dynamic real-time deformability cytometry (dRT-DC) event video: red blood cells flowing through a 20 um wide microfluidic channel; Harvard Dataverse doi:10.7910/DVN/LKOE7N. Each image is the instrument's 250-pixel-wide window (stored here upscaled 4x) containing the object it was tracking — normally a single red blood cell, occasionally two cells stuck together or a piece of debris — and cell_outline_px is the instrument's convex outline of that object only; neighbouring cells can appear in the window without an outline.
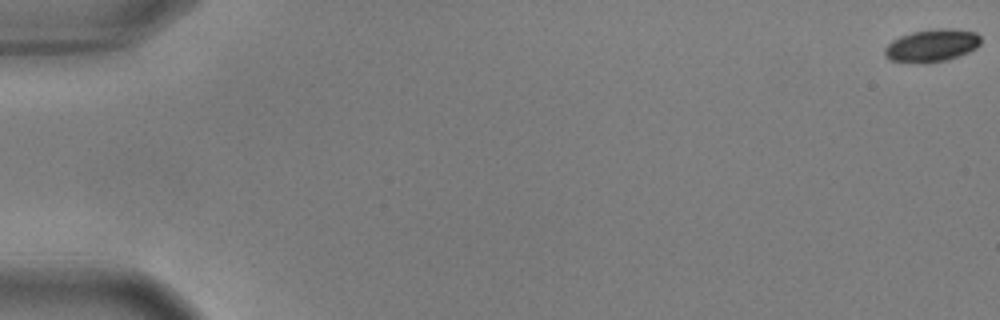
{"species": "common noctule bat (a hibernating species)", "species_latin": "Nyctalus noctula", "temperature_condition": "warm", "stored_images_in_passage": 57, "camera_frame_rate_fps": 3000, "um_per_image_px": 0.085, "animal": {"sex": "male", "body_mass_g": 17.9, "forearm_length_mm": 54.2}, "frame": {"image": 1, "passage_image": 1, "time_ms": 0.0, "image_size_px": [1000, 320], "cell_outline_px": [[980, 44], [976, 48], [968, 52], [944, 60], [892, 60], [884, 56], [884, 48], [892, 40], [900, 36], [912, 32], [940, 28], [948, 28], [976, 32], [980, 36]], "centroid_in_image_um": [79.23, 3.81], "position_along_channel_um": 5.8, "area_um2": 17.4}}
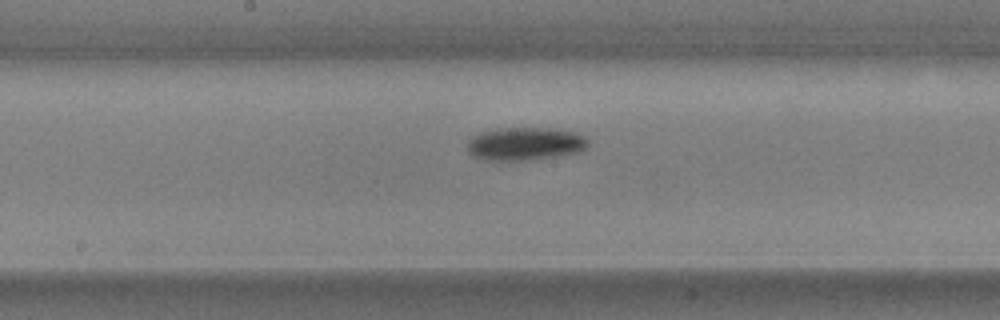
{"frame": {"image": 2, "passage_image": 31, "time_ms": 10.0, "image_size_px": [1000, 320], "cell_outline_px": [[588, 144], [584, 148], [576, 152], [556, 156], [528, 160], [480, 160], [472, 156], [468, 152], [468, 140], [472, 136], [480, 132], [496, 128], [548, 128], [576, 132], [584, 136], [588, 140]], "centroid_in_image_um": [44.57, 12.22], "position_along_channel_um": 203.6, "area_um2": 23.29}}
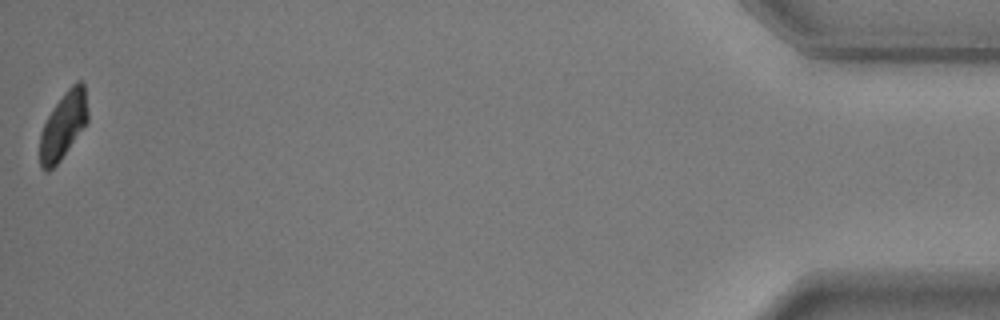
{"frame": {"image": 3, "passage_image": 57, "time_ms": 18.667, "image_size_px": [1000, 320], "cell_outline_px": [[88, 120], [60, 160], [48, 172], [44, 172], [40, 164], [40, 132], [48, 116], [64, 92], [76, 80], [80, 80], [84, 84], [88, 112]], "centroid_in_image_um": [5.37, 10.65], "position_along_channel_um": 429.8, "area_um2": 18.38}, "authors_computed_cell_mechanics": {"area_um2": 21.1548, "velocity_mm_per_s": 3.6342, "shape_relaxation_time_tau1_ms": 2.0384, "shape_relaxation_time_tau2_ms": null, "deformation_change_tau1": 0.1102, "deformation_change_tau2": null}}